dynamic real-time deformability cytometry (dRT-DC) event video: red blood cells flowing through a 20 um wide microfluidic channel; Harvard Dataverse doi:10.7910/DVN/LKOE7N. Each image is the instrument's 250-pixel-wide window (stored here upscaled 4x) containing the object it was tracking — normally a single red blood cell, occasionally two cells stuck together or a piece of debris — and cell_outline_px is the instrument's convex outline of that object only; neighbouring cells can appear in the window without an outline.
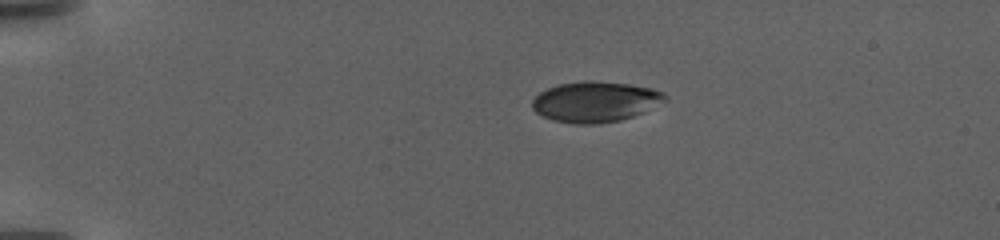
{"species": "human", "species_latin": "Homo sapiens", "temperature_condition": "warm", "stored_images_in_passage": 100, "camera_frame_rate_fps": 3000, "um_per_image_px": 0.085, "donor": {"sex": "female"}, "frame": {"image": 1, "passage_image": 1, "time_ms": 0.0, "image_size_px": [1000, 240], "cell_outline_px": [[668, 100], [644, 112], [620, 120], [600, 124], [572, 124], [552, 120], [536, 112], [532, 108], [532, 100], [540, 92], [548, 88], [560, 84], [584, 80], [588, 80], [628, 84], [652, 88], [664, 92], [668, 96]], "centroid_in_image_um": [50.62, 8.65], "position_along_channel_um": 34.4, "area_um2": 31.56}}
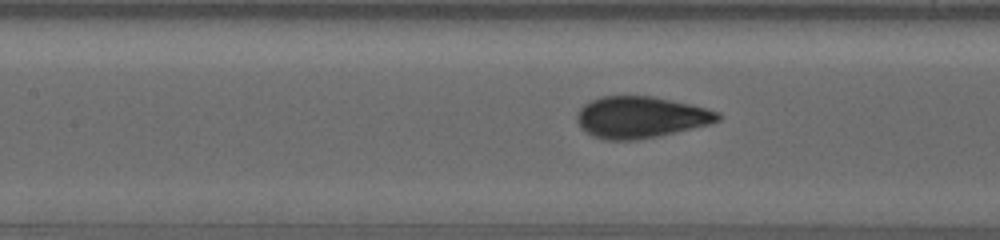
{"frame": {"image": 2, "passage_image": 35, "time_ms": 11.333, "image_size_px": [1000, 240], "cell_outline_px": [[720, 120], [708, 124], [660, 136], [636, 140], [604, 140], [592, 136], [584, 132], [580, 128], [576, 120], [576, 116], [580, 108], [584, 104], [600, 96], [652, 96], [672, 100], [720, 112]], "centroid_in_image_um": [54.4, 9.97], "position_along_channel_um": 153.0, "area_um2": 34.16}}
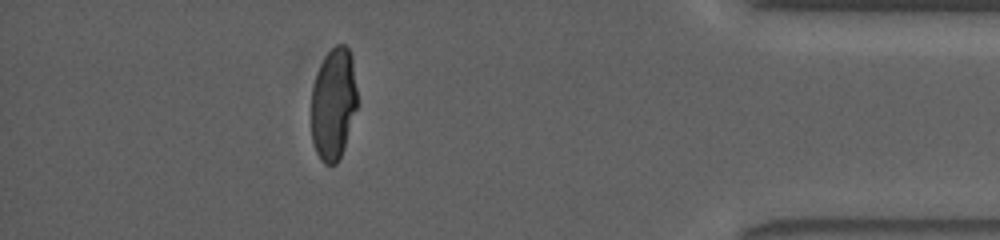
{"frame": {"image": 3, "passage_image": 87, "time_ms": 28.667, "image_size_px": [1000, 240], "cell_outline_px": [[360, 104], [344, 148], [336, 164], [324, 164], [320, 160], [316, 152], [312, 140], [312, 88], [316, 72], [324, 56], [336, 44], [344, 44], [348, 48], [352, 56]], "centroid_in_image_um": [28.38, 8.81], "position_along_channel_um": 406.8, "area_um2": 30.87}}